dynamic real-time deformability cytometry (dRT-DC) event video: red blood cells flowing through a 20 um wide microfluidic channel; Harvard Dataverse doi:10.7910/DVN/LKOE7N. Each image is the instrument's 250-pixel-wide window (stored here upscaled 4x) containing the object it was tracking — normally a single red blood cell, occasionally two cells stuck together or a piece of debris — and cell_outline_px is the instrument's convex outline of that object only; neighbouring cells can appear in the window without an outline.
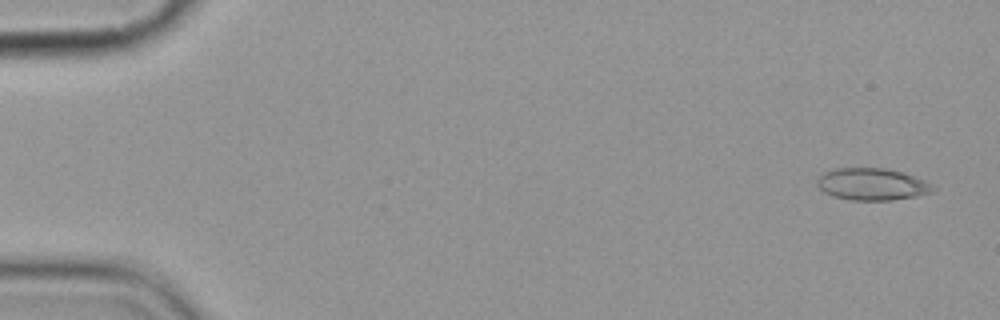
{"species": "common noctule bat (a hibernating species)", "species_latin": "Nyctalus noctula", "temperature_condition": "cold", "stored_images_in_passage": 6, "camera_frame_rate_fps": 3000, "um_per_image_px": 0.085, "animal": {"sex": "female", "body_mass_g": 19.9}, "frame": {"image": 1, "passage_image": 1, "time_ms": 0.0, "image_size_px": [1000, 320], "cell_outline_px": [[936, 192], [916, 196], [892, 200], [848, 200], [832, 196], [824, 192], [816, 184], [816, 180], [824, 172], [836, 168], [884, 168], [904, 172], [924, 180], [936, 188]], "centroid_in_image_um": [74.13, 15.66], "position_along_channel_um": 10.9, "area_um2": 21.79}}
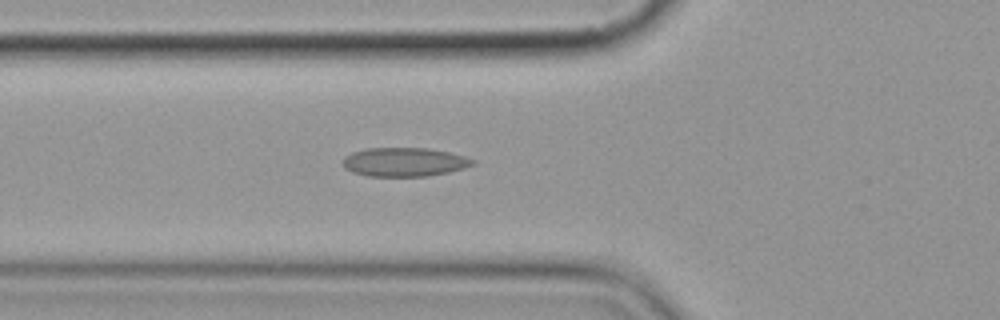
{"frame": {"image": 2, "passage_image": 6, "time_ms": 6.0, "image_size_px": [1000, 320], "cell_outline_px": [[476, 164], [464, 168], [448, 172], [428, 176], [368, 176], [352, 172], [344, 168], [344, 156], [352, 152], [368, 148], [428, 148], [448, 152], [464, 156], [476, 160]], "centroid_in_image_um": [34.38, 13.77], "position_along_channel_um": 91.4, "area_um2": 21.85}}